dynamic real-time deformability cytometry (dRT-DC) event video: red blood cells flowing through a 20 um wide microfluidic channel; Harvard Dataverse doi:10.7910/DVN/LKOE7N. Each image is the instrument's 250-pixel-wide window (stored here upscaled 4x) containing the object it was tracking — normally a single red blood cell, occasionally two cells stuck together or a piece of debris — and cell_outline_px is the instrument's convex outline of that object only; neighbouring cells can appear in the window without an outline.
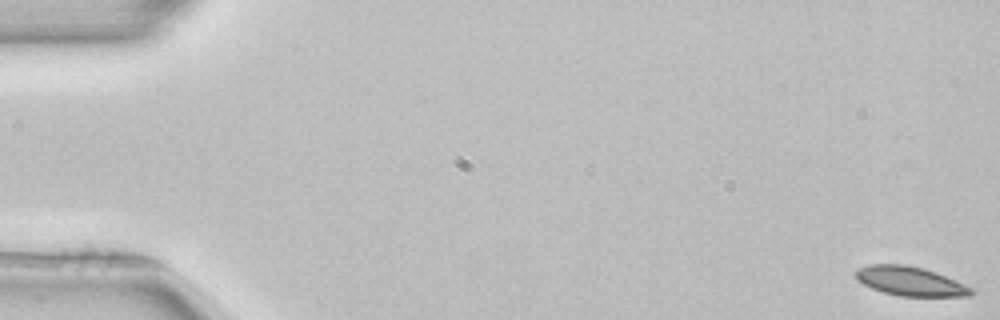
{"species": "common noctule bat (a hibernating species)", "species_latin": "Nyctalus noctula", "temperature_condition": "room temperature", "stored_images_in_passage": 53, "camera_frame_rate_fps": 3000, "um_per_image_px": 0.085, "animal": {"sex": "female", "body_mass_g": 22.7, "forearm_length_mm": 54.2}, "frame": {"image": 1, "passage_image": 1, "time_ms": 0.0, "image_size_px": [1000, 320], "cell_outline_px": [[976, 292], [972, 296], [900, 296], [884, 292], [872, 288], [856, 280], [856, 268], [868, 264], [904, 264], [924, 268], [936, 272], [972, 288]], "centroid_in_image_um": [77.36, 23.89], "position_along_channel_um": 7.6, "area_um2": 19.65}}
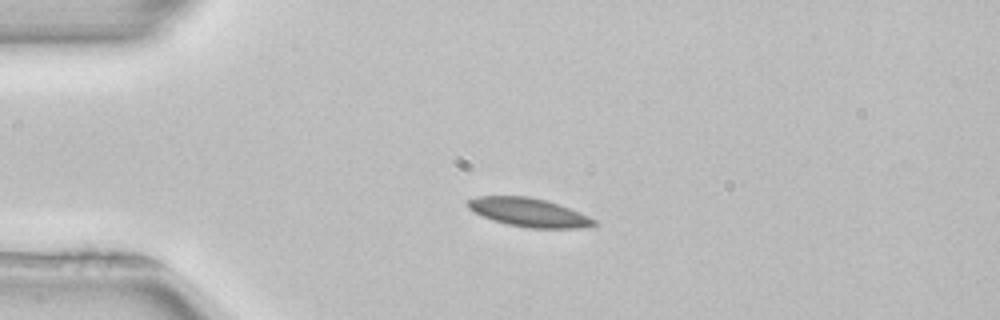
{"frame": {"image": 2, "passage_image": 13, "time_ms": 4.0, "image_size_px": [1000, 320], "cell_outline_px": [[596, 224], [580, 228], [528, 228], [508, 224], [492, 220], [468, 208], [468, 200], [476, 196], [528, 196], [544, 200], [580, 212], [596, 220]], "centroid_in_image_um": [44.94, 18.05], "position_along_channel_um": 40.1, "area_um2": 20.69}}
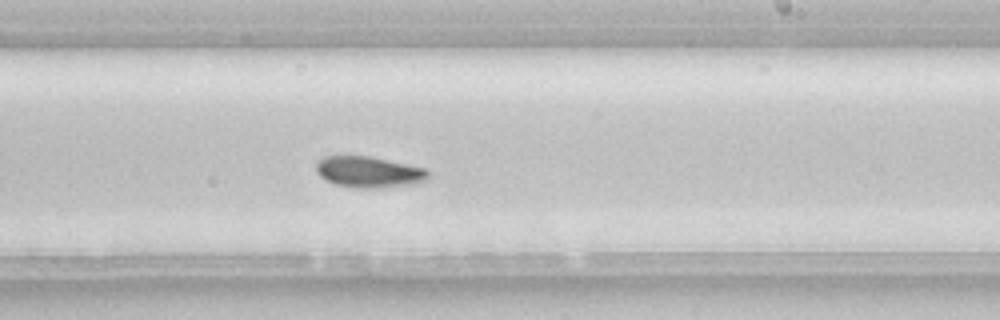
{"frame": {"image": 3, "passage_image": 32, "time_ms": 10.333, "image_size_px": [1000, 320], "cell_outline_px": [[428, 180], [416, 184], [372, 188], [356, 188], [336, 184], [324, 180], [316, 172], [316, 160], [324, 156], [372, 156], [428, 168]], "centroid_in_image_um": [31.36, 14.61], "position_along_channel_um": 257.6, "area_um2": 20.69}, "authors_computed_cell_mechanics": {"area_um2": 19.941, "velocity_mm_per_s": 3.915, "shape_relaxation_time_tau1_ms": 2.8981, "shape_relaxation_time_tau2_ms": null, "deformation_change_tau1": 0.0807, "deformation_change_tau2": null}}